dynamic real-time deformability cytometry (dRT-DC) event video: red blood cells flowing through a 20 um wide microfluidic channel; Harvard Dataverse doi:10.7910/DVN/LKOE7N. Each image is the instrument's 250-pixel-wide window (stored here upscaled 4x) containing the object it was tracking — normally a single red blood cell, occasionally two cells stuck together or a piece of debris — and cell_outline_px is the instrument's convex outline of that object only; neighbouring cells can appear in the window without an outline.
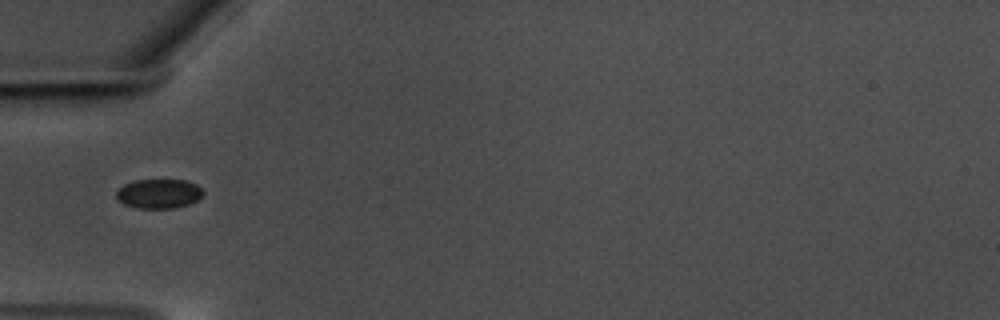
{"species": "common noctule bat (a hibernating species)", "species_latin": "Nyctalus noctula", "temperature_condition": "warm", "stored_images_in_passage": 40, "camera_frame_rate_fps": 3000, "um_per_image_px": 0.085, "animal": {"sex": "male", "body_mass_g": 17.5, "forearm_length_mm": 52.3}, "frame": {"image": 1, "passage_image": 1, "time_ms": 0.0, "image_size_px": [1000, 320], "cell_outline_px": [[204, 192], [196, 200], [188, 204], [176, 208], [136, 208], [124, 204], [116, 196], [116, 192], [124, 184], [136, 180], [184, 180], [196, 184]], "centroid_in_image_um": [13.49, 16.46], "position_along_channel_um": 71.5, "area_um2": 14.68}}
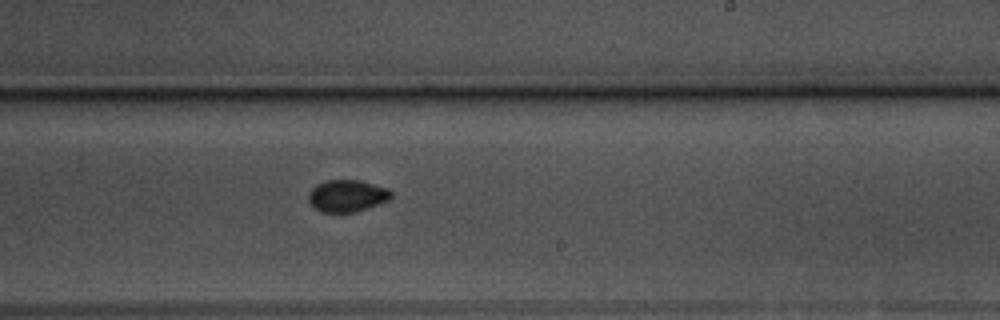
{"frame": {"image": 2, "passage_image": 17, "time_ms": 5.333, "image_size_px": [1000, 320], "cell_outline_px": [[392, 196], [388, 200], [356, 212], [320, 212], [308, 200], [308, 192], [316, 184], [324, 180], [360, 180], [388, 188], [392, 192]], "centroid_in_image_um": [29.49, 16.63], "position_along_channel_um": 259.5, "area_um2": 15.43}}
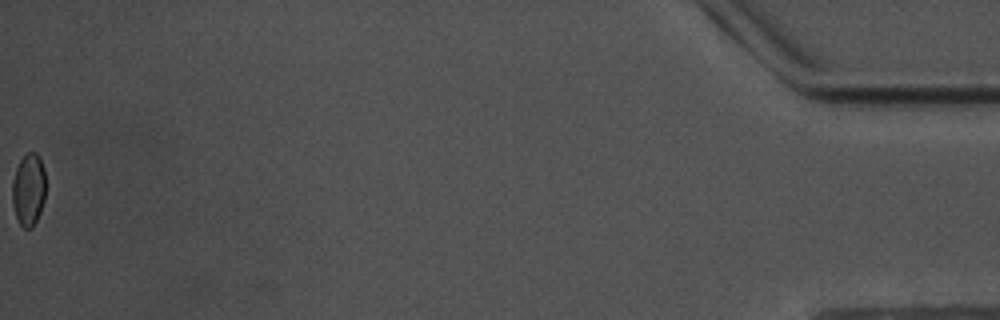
{"frame": {"image": 3, "passage_image": 40, "time_ms": 13.0, "image_size_px": [1000, 320], "cell_outline_px": [[44, 200], [40, 212], [32, 228], [24, 228], [20, 224], [16, 216], [12, 204], [12, 180], [16, 168], [20, 160], [28, 152], [36, 152], [40, 156], [44, 168]], "centroid_in_image_um": [2.42, 16.09], "position_along_channel_um": 432.8, "area_um2": 14.1}, "authors_computed_cell_mechanics": {"area_um2": 15.2592, "velocity_mm_per_s": 3.5353, "shape_relaxation_time_tau1_ms": 6.0772, "shape_relaxation_time_tau2_ms": 3.4389, "deformation_change_tau1": 0.0477, "deformation_change_tau2": 0.0476}}